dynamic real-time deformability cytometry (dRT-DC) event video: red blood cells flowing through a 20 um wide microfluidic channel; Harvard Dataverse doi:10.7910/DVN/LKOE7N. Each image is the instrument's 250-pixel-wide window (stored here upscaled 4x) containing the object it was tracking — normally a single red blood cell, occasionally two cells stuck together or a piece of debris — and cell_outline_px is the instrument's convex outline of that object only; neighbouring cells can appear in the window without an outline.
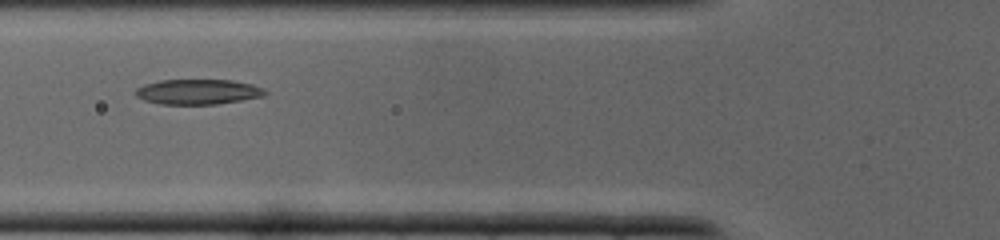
{"species": "common noctule bat (a hibernating species)", "species_latin": "Nyctalus noctula", "temperature_condition": "cold", "stored_images_in_passage": 32, "camera_frame_rate_fps": 3000, "um_per_image_px": 0.085, "animal": {"sex": "male", "body_mass_g": 19.0, "forearm_length_mm": 50.8}, "frame": {"image": 1, "passage_image": 8, "time_ms": 2.333, "image_size_px": [1000, 240], "cell_outline_px": [[268, 92], [264, 96], [216, 104], [160, 104], [144, 100], [136, 96], [136, 88], [144, 84], [160, 80], [232, 80], [252, 84], [264, 88]], "centroid_in_image_um": [16.83, 7.8], "position_along_channel_um": 109.0, "area_um2": 18.96}}
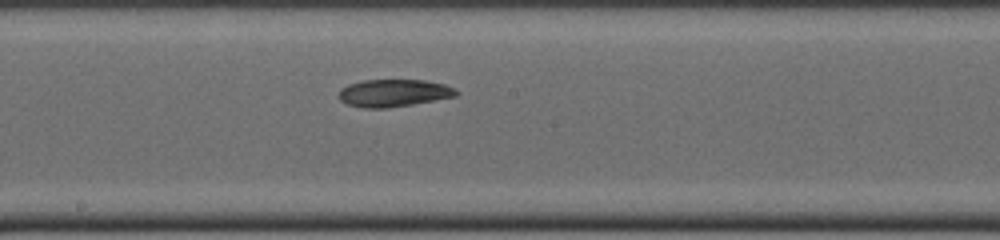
{"frame": {"image": 2, "passage_image": 14, "time_ms": 4.333, "image_size_px": [1000, 240], "cell_outline_px": [[460, 92], [456, 96], [412, 104], [388, 108], [364, 108], [348, 104], [340, 100], [340, 88], [348, 84], [364, 80], [424, 80], [444, 84], [456, 88]], "centroid_in_image_um": [33.48, 7.9], "position_along_channel_um": 214.7, "area_um2": 18.73}}
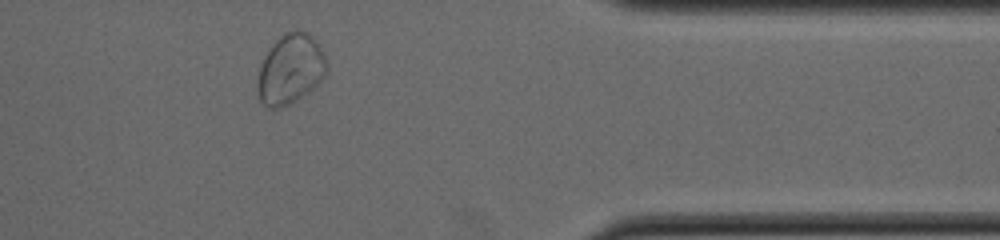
{"frame": {"image": 3, "passage_image": 25, "time_ms": 8.0, "image_size_px": [1000, 240], "cell_outline_px": [[328, 68], [324, 76], [308, 92], [296, 100], [280, 108], [268, 108], [260, 100], [256, 88], [256, 84], [260, 68], [272, 44], [280, 36], [292, 28], [296, 28], [308, 32], [320, 44], [324, 52], [328, 64]], "centroid_in_image_um": [24.71, 5.84], "position_along_channel_um": 386.7, "area_um2": 28.32}}